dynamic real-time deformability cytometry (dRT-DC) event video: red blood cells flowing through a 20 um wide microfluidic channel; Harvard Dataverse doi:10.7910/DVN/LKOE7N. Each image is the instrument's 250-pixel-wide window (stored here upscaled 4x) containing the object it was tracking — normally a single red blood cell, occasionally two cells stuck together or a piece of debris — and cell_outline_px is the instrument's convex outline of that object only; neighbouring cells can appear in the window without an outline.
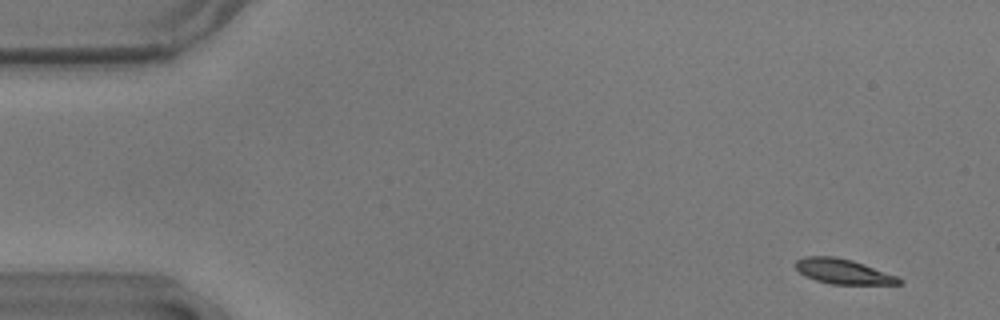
{"species": "common noctule bat (a hibernating species)", "species_latin": "Nyctalus noctula", "temperature_condition": "warm", "stored_images_in_passage": 56, "camera_frame_rate_fps": 3000, "um_per_image_px": 0.085, "animal": {"sex": "male", "body_mass_g": 17.9}, "frame": {"image": 1, "passage_image": 3, "time_ms": 0.667, "image_size_px": [1000, 320], "cell_outline_px": [[904, 280], [900, 284], [832, 284], [816, 280], [804, 276], [796, 268], [796, 260], [804, 256], [836, 256], [852, 260], [864, 264], [896, 276]], "centroid_in_image_um": [71.65, 23.07], "position_along_channel_um": 13.4, "area_um2": 14.97}}
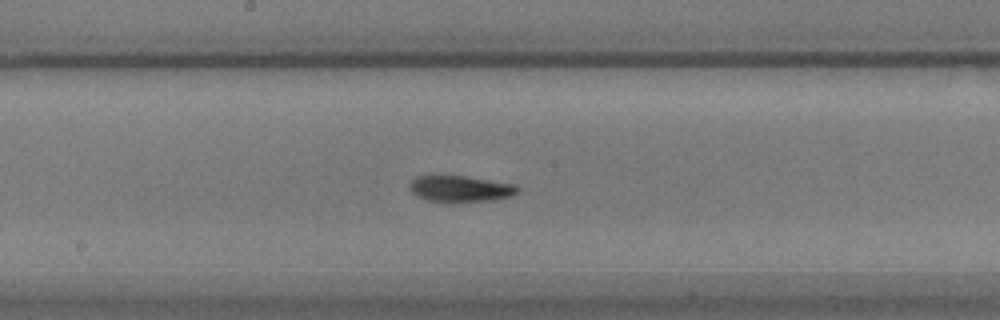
{"frame": {"image": 2, "passage_image": 29, "time_ms": 9.333, "image_size_px": [1000, 320], "cell_outline_px": [[520, 188], [512, 196], [492, 200], [452, 204], [448, 204], [428, 200], [416, 196], [408, 188], [408, 184], [416, 176], [464, 176], [516, 184]], "centroid_in_image_um": [39.1, 16.08], "position_along_channel_um": 209.1, "area_um2": 16.99}}
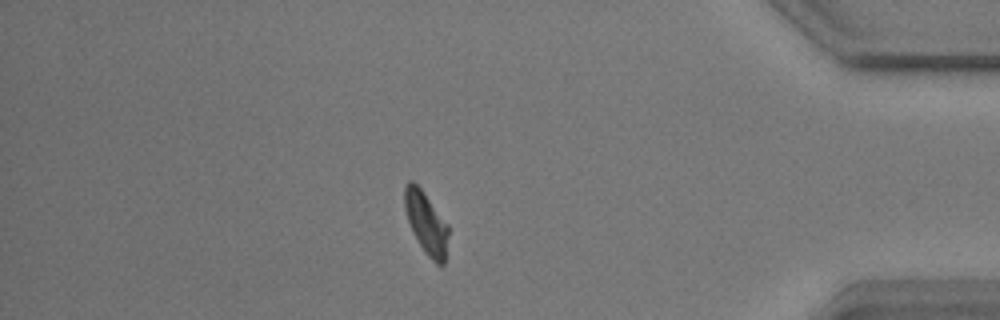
{"frame": {"image": 3, "passage_image": 48, "time_ms": 15.667, "image_size_px": [1000, 320], "cell_outline_px": [[448, 236], [444, 264], [436, 264], [424, 252], [412, 232], [404, 208], [404, 184], [408, 180], [412, 180], [424, 192], [448, 224]], "centroid_in_image_um": [36.2, 18.93], "position_along_channel_um": 399.0, "area_um2": 15.9}, "authors_computed_cell_mechanics": {"area_um2": 15.9239, "velocity_mm_per_s": 3.5814, "shape_relaxation_time_tau1_ms": 2.9637, "shape_relaxation_time_tau2_ms": 2.7769, "deformation_change_tau1": 0.1566, "deformation_change_tau2": 0.0829}}